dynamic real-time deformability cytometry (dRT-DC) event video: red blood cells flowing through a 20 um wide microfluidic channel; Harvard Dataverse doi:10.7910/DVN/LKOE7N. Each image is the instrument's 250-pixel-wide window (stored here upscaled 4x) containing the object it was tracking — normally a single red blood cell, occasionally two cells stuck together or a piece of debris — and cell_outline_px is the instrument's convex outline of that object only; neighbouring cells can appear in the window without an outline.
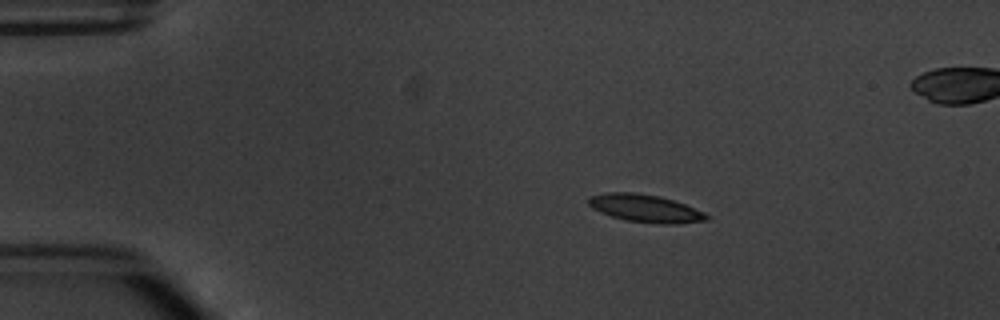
{"species": "common noctule bat (a hibernating species)", "species_latin": "Nyctalus noctula", "temperature_condition": "warm", "stored_images_in_passage": 6, "camera_frame_rate_fps": 3000, "um_per_image_px": 0.085, "animal": {"sex": "male", "body_mass_g": 20.1, "forearm_length_mm": 53.5}, "frame": {"image": 1, "passage_image": 2, "time_ms": 1.333, "image_size_px": [1000, 320], "cell_outline_px": [[712, 216], [708, 220], [676, 224], [660, 224], [628, 220], [612, 216], [600, 212], [592, 208], [588, 204], [588, 196], [608, 192], [636, 192], [660, 196], [684, 204], [704, 212]], "centroid_in_image_um": [54.86, 17.7], "position_along_channel_um": 30.1, "area_um2": 19.07}}
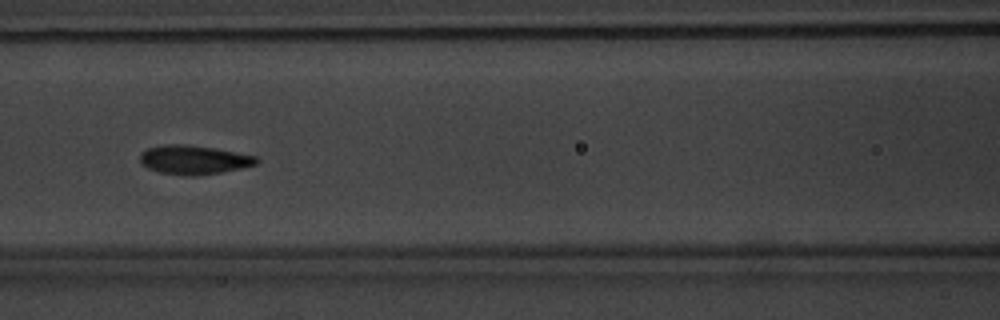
{"frame": {"image": 2, "passage_image": 6, "time_ms": 6.0, "image_size_px": [1000, 320], "cell_outline_px": [[260, 160], [256, 164], [240, 168], [220, 172], [196, 176], [188, 176], [160, 172], [148, 168], [140, 160], [140, 152], [148, 148], [164, 144], [188, 144], [216, 148], [256, 156]], "centroid_in_image_um": [16.47, 13.57], "position_along_channel_um": 150.1, "area_um2": 19.65}}